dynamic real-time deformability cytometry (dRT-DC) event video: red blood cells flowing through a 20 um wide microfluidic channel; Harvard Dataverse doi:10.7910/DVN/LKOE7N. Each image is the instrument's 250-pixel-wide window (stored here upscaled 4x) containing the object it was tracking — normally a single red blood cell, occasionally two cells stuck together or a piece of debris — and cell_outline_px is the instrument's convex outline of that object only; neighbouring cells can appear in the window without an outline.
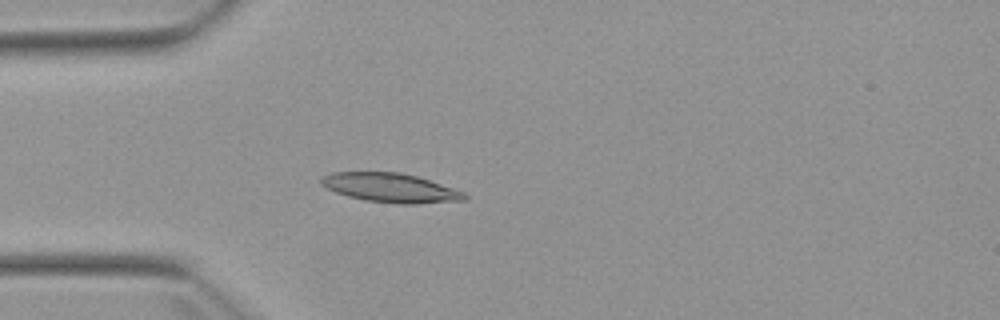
{"species": "Egyptian fruit bat (a non-hibernating species)", "species_latin": "Rousettus aegyptiacus", "temperature_condition": "warm", "stored_images_in_passage": 4, "camera_frame_rate_fps": 3000, "um_per_image_px": 0.085, "animal": {"sex": "female"}, "frame": {"image": 1, "passage_image": 4, "time_ms": 4.667, "image_size_px": [1000, 320], "cell_outline_px": [[468, 196], [464, 200], [420, 204], [400, 204], [364, 200], [348, 196], [336, 192], [320, 184], [320, 176], [332, 172], [400, 172], [416, 176], [464, 192]], "centroid_in_image_um": [33.16, 15.96], "position_along_channel_um": 51.8, "area_um2": 24.28}}